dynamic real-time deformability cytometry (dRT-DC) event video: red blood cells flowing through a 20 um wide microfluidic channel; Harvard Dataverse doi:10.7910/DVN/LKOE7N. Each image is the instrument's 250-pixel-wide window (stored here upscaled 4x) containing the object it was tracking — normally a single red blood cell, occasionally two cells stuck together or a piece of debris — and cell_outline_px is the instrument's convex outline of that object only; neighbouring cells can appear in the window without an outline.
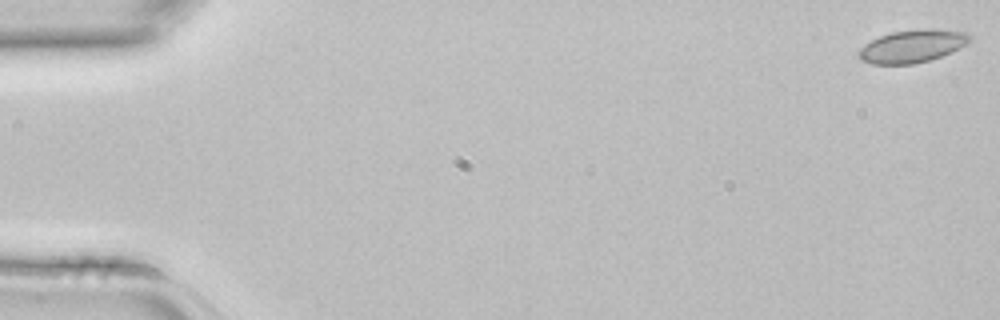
{"species": "common noctule bat (a hibernating species)", "species_latin": "Nyctalus noctula", "temperature_condition": "room temperature", "stored_images_in_passage": 5, "camera_frame_rate_fps": 3000, "um_per_image_px": 0.085, "animal": {"sex": "female", "body_mass_g": 22.7, "forearm_length_mm": 54.2}, "frame": {"image": 1, "passage_image": 1, "time_ms": 0.0, "image_size_px": [1000, 320], "cell_outline_px": [[972, 40], [968, 44], [960, 48], [940, 56], [928, 60], [912, 64], [872, 64], [860, 60], [856, 56], [860, 48], [864, 44], [880, 36], [892, 32], [924, 28], [936, 28], [968, 32], [972, 36]], "centroid_in_image_um": [77.57, 3.91], "position_along_channel_um": 7.4, "area_um2": 21.44}}
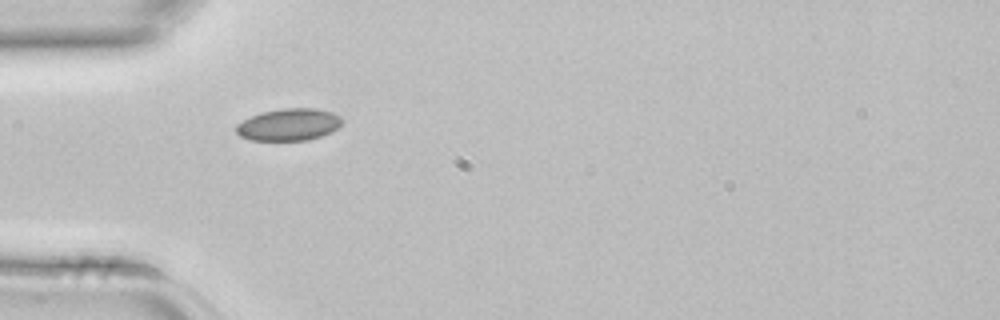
{"frame": {"image": 2, "passage_image": 4, "time_ms": 1.0, "image_size_px": [1000, 320], "cell_outline_px": [[344, 120], [332, 132], [308, 140], [252, 140], [240, 136], [236, 132], [236, 124], [260, 112], [284, 108], [316, 108], [332, 112], [340, 116]], "centroid_in_image_um": [24.56, 10.58], "position_along_channel_um": 60.4, "area_um2": 19.77}}